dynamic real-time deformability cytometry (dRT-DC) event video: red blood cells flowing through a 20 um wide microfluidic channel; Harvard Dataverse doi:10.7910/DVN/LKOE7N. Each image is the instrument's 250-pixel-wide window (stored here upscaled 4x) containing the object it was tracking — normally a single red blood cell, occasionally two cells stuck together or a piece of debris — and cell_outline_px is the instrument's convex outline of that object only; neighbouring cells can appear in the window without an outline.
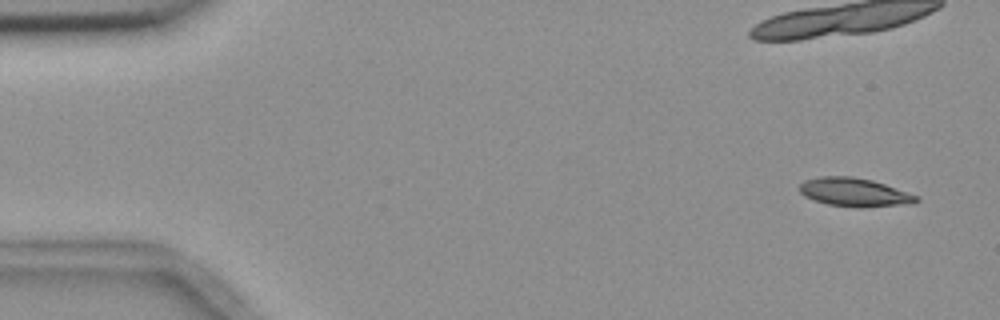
{"species": "common noctule bat (a hibernating species)", "species_latin": "Nyctalus noctula", "temperature_condition": "room temperature", "stored_images_in_passage": 5, "camera_frame_rate_fps": 3000, "um_per_image_px": 0.085, "animal": {"sex": "female", "body_mass_g": 18.4}, "frame": {"image": 1, "passage_image": 1, "time_ms": 0.0, "image_size_px": [1000, 320], "cell_outline_px": [[920, 200], [916, 204], [860, 208], [856, 208], [828, 204], [812, 200], [804, 196], [800, 192], [800, 184], [804, 180], [820, 176], [852, 176], [872, 180], [920, 196]], "centroid_in_image_um": [72.67, 16.36], "position_along_channel_um": 12.3, "area_um2": 19.83}}